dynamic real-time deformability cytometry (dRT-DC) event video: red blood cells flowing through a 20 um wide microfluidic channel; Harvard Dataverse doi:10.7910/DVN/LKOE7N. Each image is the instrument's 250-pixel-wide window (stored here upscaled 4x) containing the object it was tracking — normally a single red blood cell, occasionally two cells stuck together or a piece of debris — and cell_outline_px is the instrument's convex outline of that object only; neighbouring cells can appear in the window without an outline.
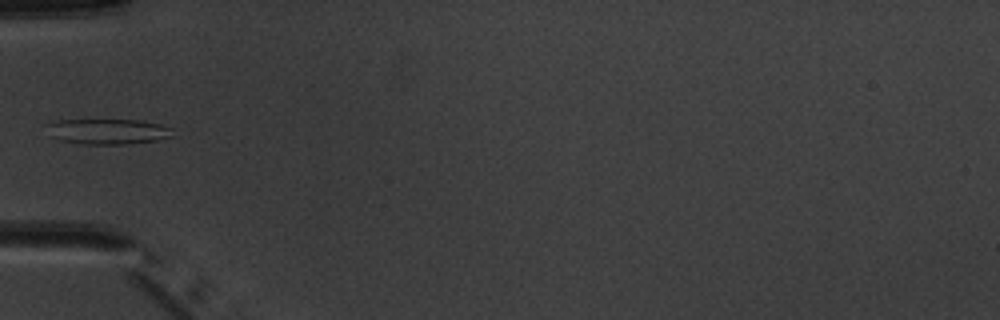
{"species": "common noctule bat (a hibernating species)", "species_latin": "Nyctalus noctula", "temperature_condition": "warm", "stored_images_in_passage": 6, "camera_frame_rate_fps": 3000, "um_per_image_px": 0.085, "animal": {"sex": "male", "body_mass_g": 20.1, "forearm_length_mm": 53.5}, "frame": {"image": 1, "passage_image": 5, "time_ms": 4.667, "image_size_px": [1000, 320], "cell_outline_px": [[172, 136], [156, 140], [128, 144], [84, 144], [60, 140], [48, 136], [44, 124], [60, 120], [140, 120], [160, 124], [172, 128]], "centroid_in_image_um": [9.1, 11.17], "position_along_channel_um": 75.9, "area_um2": 18.79}}